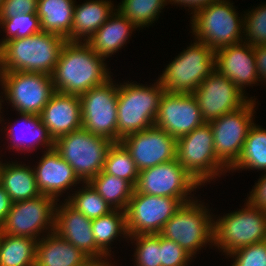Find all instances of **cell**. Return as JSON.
I'll return each instance as SVG.
<instances>
[{
    "mask_svg": "<svg viewBox=\"0 0 266 266\" xmlns=\"http://www.w3.org/2000/svg\"><path fill=\"white\" fill-rule=\"evenodd\" d=\"M104 61L86 42L67 40L51 75L55 91L81 95L105 83L111 77Z\"/></svg>",
    "mask_w": 266,
    "mask_h": 266,
    "instance_id": "1",
    "label": "cell"
},
{
    "mask_svg": "<svg viewBox=\"0 0 266 266\" xmlns=\"http://www.w3.org/2000/svg\"><path fill=\"white\" fill-rule=\"evenodd\" d=\"M66 39L41 31L11 39L0 47V72L23 71L52 75Z\"/></svg>",
    "mask_w": 266,
    "mask_h": 266,
    "instance_id": "2",
    "label": "cell"
},
{
    "mask_svg": "<svg viewBox=\"0 0 266 266\" xmlns=\"http://www.w3.org/2000/svg\"><path fill=\"white\" fill-rule=\"evenodd\" d=\"M124 84L118 86L117 142L154 126L165 92L158 80L150 87L133 82Z\"/></svg>",
    "mask_w": 266,
    "mask_h": 266,
    "instance_id": "3",
    "label": "cell"
},
{
    "mask_svg": "<svg viewBox=\"0 0 266 266\" xmlns=\"http://www.w3.org/2000/svg\"><path fill=\"white\" fill-rule=\"evenodd\" d=\"M245 206L213 221V246L221 248L227 256L240 248L266 241V211L249 200Z\"/></svg>",
    "mask_w": 266,
    "mask_h": 266,
    "instance_id": "4",
    "label": "cell"
},
{
    "mask_svg": "<svg viewBox=\"0 0 266 266\" xmlns=\"http://www.w3.org/2000/svg\"><path fill=\"white\" fill-rule=\"evenodd\" d=\"M215 70V51L195 40L179 54L158 79L165 92L194 93L207 76Z\"/></svg>",
    "mask_w": 266,
    "mask_h": 266,
    "instance_id": "5",
    "label": "cell"
},
{
    "mask_svg": "<svg viewBox=\"0 0 266 266\" xmlns=\"http://www.w3.org/2000/svg\"><path fill=\"white\" fill-rule=\"evenodd\" d=\"M238 14L228 0L208 4L192 16L191 27L195 39L214 51L242 42L240 34L244 31V20Z\"/></svg>",
    "mask_w": 266,
    "mask_h": 266,
    "instance_id": "6",
    "label": "cell"
},
{
    "mask_svg": "<svg viewBox=\"0 0 266 266\" xmlns=\"http://www.w3.org/2000/svg\"><path fill=\"white\" fill-rule=\"evenodd\" d=\"M112 143L105 137L80 128L56 139L54 149L85 183L103 170Z\"/></svg>",
    "mask_w": 266,
    "mask_h": 266,
    "instance_id": "7",
    "label": "cell"
},
{
    "mask_svg": "<svg viewBox=\"0 0 266 266\" xmlns=\"http://www.w3.org/2000/svg\"><path fill=\"white\" fill-rule=\"evenodd\" d=\"M176 159L200 185L229 169L217 157L213 133L207 122L176 139Z\"/></svg>",
    "mask_w": 266,
    "mask_h": 266,
    "instance_id": "8",
    "label": "cell"
},
{
    "mask_svg": "<svg viewBox=\"0 0 266 266\" xmlns=\"http://www.w3.org/2000/svg\"><path fill=\"white\" fill-rule=\"evenodd\" d=\"M198 200L182 204L163 225L159 235L175 241L192 257L208 242L213 244V219ZM212 219V220H211Z\"/></svg>",
    "mask_w": 266,
    "mask_h": 266,
    "instance_id": "9",
    "label": "cell"
},
{
    "mask_svg": "<svg viewBox=\"0 0 266 266\" xmlns=\"http://www.w3.org/2000/svg\"><path fill=\"white\" fill-rule=\"evenodd\" d=\"M5 99L12 103L18 114L40 115L56 92L51 76L43 73L8 71L0 72Z\"/></svg>",
    "mask_w": 266,
    "mask_h": 266,
    "instance_id": "10",
    "label": "cell"
},
{
    "mask_svg": "<svg viewBox=\"0 0 266 266\" xmlns=\"http://www.w3.org/2000/svg\"><path fill=\"white\" fill-rule=\"evenodd\" d=\"M116 86L110 78L79 95L82 128L112 142H117L118 85Z\"/></svg>",
    "mask_w": 266,
    "mask_h": 266,
    "instance_id": "11",
    "label": "cell"
},
{
    "mask_svg": "<svg viewBox=\"0 0 266 266\" xmlns=\"http://www.w3.org/2000/svg\"><path fill=\"white\" fill-rule=\"evenodd\" d=\"M57 200L58 198L41 194L32 199L13 202L0 225V231L7 235L26 236L38 241L39 234L44 232V229H48L49 233L54 231Z\"/></svg>",
    "mask_w": 266,
    "mask_h": 266,
    "instance_id": "12",
    "label": "cell"
},
{
    "mask_svg": "<svg viewBox=\"0 0 266 266\" xmlns=\"http://www.w3.org/2000/svg\"><path fill=\"white\" fill-rule=\"evenodd\" d=\"M182 204L177 198L134 191L125 210L128 235L159 234Z\"/></svg>",
    "mask_w": 266,
    "mask_h": 266,
    "instance_id": "13",
    "label": "cell"
},
{
    "mask_svg": "<svg viewBox=\"0 0 266 266\" xmlns=\"http://www.w3.org/2000/svg\"><path fill=\"white\" fill-rule=\"evenodd\" d=\"M199 186L201 185L178 160L174 159L139 171L134 191L153 196L177 198L184 204L193 200L188 195Z\"/></svg>",
    "mask_w": 266,
    "mask_h": 266,
    "instance_id": "14",
    "label": "cell"
},
{
    "mask_svg": "<svg viewBox=\"0 0 266 266\" xmlns=\"http://www.w3.org/2000/svg\"><path fill=\"white\" fill-rule=\"evenodd\" d=\"M255 100L240 109L209 122L217 157L230 168L239 158L249 128L254 124Z\"/></svg>",
    "mask_w": 266,
    "mask_h": 266,
    "instance_id": "15",
    "label": "cell"
},
{
    "mask_svg": "<svg viewBox=\"0 0 266 266\" xmlns=\"http://www.w3.org/2000/svg\"><path fill=\"white\" fill-rule=\"evenodd\" d=\"M193 95L207 123L240 109L251 100L231 80L216 70L200 83Z\"/></svg>",
    "mask_w": 266,
    "mask_h": 266,
    "instance_id": "16",
    "label": "cell"
},
{
    "mask_svg": "<svg viewBox=\"0 0 266 266\" xmlns=\"http://www.w3.org/2000/svg\"><path fill=\"white\" fill-rule=\"evenodd\" d=\"M204 123L193 93H163L154 126L178 139Z\"/></svg>",
    "mask_w": 266,
    "mask_h": 266,
    "instance_id": "17",
    "label": "cell"
},
{
    "mask_svg": "<svg viewBox=\"0 0 266 266\" xmlns=\"http://www.w3.org/2000/svg\"><path fill=\"white\" fill-rule=\"evenodd\" d=\"M120 142L139 171L176 159V139L156 126L129 134Z\"/></svg>",
    "mask_w": 266,
    "mask_h": 266,
    "instance_id": "18",
    "label": "cell"
},
{
    "mask_svg": "<svg viewBox=\"0 0 266 266\" xmlns=\"http://www.w3.org/2000/svg\"><path fill=\"white\" fill-rule=\"evenodd\" d=\"M215 70L243 93L244 86L261 81L256 69L254 46L245 41L215 51Z\"/></svg>",
    "mask_w": 266,
    "mask_h": 266,
    "instance_id": "19",
    "label": "cell"
},
{
    "mask_svg": "<svg viewBox=\"0 0 266 266\" xmlns=\"http://www.w3.org/2000/svg\"><path fill=\"white\" fill-rule=\"evenodd\" d=\"M63 204L55 207L54 232L77 247L87 257L106 256L96 246L92 220L73 208L66 199Z\"/></svg>",
    "mask_w": 266,
    "mask_h": 266,
    "instance_id": "20",
    "label": "cell"
},
{
    "mask_svg": "<svg viewBox=\"0 0 266 266\" xmlns=\"http://www.w3.org/2000/svg\"><path fill=\"white\" fill-rule=\"evenodd\" d=\"M39 116L54 141L61 136L82 128L79 95L56 91Z\"/></svg>",
    "mask_w": 266,
    "mask_h": 266,
    "instance_id": "21",
    "label": "cell"
},
{
    "mask_svg": "<svg viewBox=\"0 0 266 266\" xmlns=\"http://www.w3.org/2000/svg\"><path fill=\"white\" fill-rule=\"evenodd\" d=\"M34 169L37 188L42 195L55 199L81 180L73 168L53 148L46 150ZM79 181V182H78Z\"/></svg>",
    "mask_w": 266,
    "mask_h": 266,
    "instance_id": "22",
    "label": "cell"
},
{
    "mask_svg": "<svg viewBox=\"0 0 266 266\" xmlns=\"http://www.w3.org/2000/svg\"><path fill=\"white\" fill-rule=\"evenodd\" d=\"M88 39L86 43L99 56L107 58L127 43L128 36L137 27L118 10ZM111 54V55H110Z\"/></svg>",
    "mask_w": 266,
    "mask_h": 266,
    "instance_id": "23",
    "label": "cell"
},
{
    "mask_svg": "<svg viewBox=\"0 0 266 266\" xmlns=\"http://www.w3.org/2000/svg\"><path fill=\"white\" fill-rule=\"evenodd\" d=\"M85 259V254L54 231L37 241L35 266H77Z\"/></svg>",
    "mask_w": 266,
    "mask_h": 266,
    "instance_id": "24",
    "label": "cell"
},
{
    "mask_svg": "<svg viewBox=\"0 0 266 266\" xmlns=\"http://www.w3.org/2000/svg\"><path fill=\"white\" fill-rule=\"evenodd\" d=\"M112 4L108 0H91L75 5L71 41H82L84 38L83 42H86L114 13Z\"/></svg>",
    "mask_w": 266,
    "mask_h": 266,
    "instance_id": "25",
    "label": "cell"
},
{
    "mask_svg": "<svg viewBox=\"0 0 266 266\" xmlns=\"http://www.w3.org/2000/svg\"><path fill=\"white\" fill-rule=\"evenodd\" d=\"M74 0H38L37 16L41 30L71 41Z\"/></svg>",
    "mask_w": 266,
    "mask_h": 266,
    "instance_id": "26",
    "label": "cell"
},
{
    "mask_svg": "<svg viewBox=\"0 0 266 266\" xmlns=\"http://www.w3.org/2000/svg\"><path fill=\"white\" fill-rule=\"evenodd\" d=\"M16 163H1L0 185L10 196L12 202L28 200L40 196L34 169Z\"/></svg>",
    "mask_w": 266,
    "mask_h": 266,
    "instance_id": "27",
    "label": "cell"
},
{
    "mask_svg": "<svg viewBox=\"0 0 266 266\" xmlns=\"http://www.w3.org/2000/svg\"><path fill=\"white\" fill-rule=\"evenodd\" d=\"M21 121H15L17 123L22 122L23 129H19L17 132L14 126L8 128L7 137L10 138L11 149L16 148V151L26 150L31 151L37 145L47 146V150L54 148V140L50 136L47 127L41 122V118L38 115L33 114H20ZM20 124V125H22ZM26 127V129H25ZM25 129V130H24ZM27 130V131H26ZM17 132V133H16ZM19 133V134H18ZM17 135V136H16ZM20 136V137H19ZM30 136V137H29Z\"/></svg>",
    "mask_w": 266,
    "mask_h": 266,
    "instance_id": "28",
    "label": "cell"
},
{
    "mask_svg": "<svg viewBox=\"0 0 266 266\" xmlns=\"http://www.w3.org/2000/svg\"><path fill=\"white\" fill-rule=\"evenodd\" d=\"M37 240L1 232L0 266H35Z\"/></svg>",
    "mask_w": 266,
    "mask_h": 266,
    "instance_id": "29",
    "label": "cell"
},
{
    "mask_svg": "<svg viewBox=\"0 0 266 266\" xmlns=\"http://www.w3.org/2000/svg\"><path fill=\"white\" fill-rule=\"evenodd\" d=\"M89 183L113 208L125 211L135 187L127 180L107 174L103 170Z\"/></svg>",
    "mask_w": 266,
    "mask_h": 266,
    "instance_id": "30",
    "label": "cell"
},
{
    "mask_svg": "<svg viewBox=\"0 0 266 266\" xmlns=\"http://www.w3.org/2000/svg\"><path fill=\"white\" fill-rule=\"evenodd\" d=\"M245 168L266 172V129L256 126L255 123L249 128L239 158L228 171Z\"/></svg>",
    "mask_w": 266,
    "mask_h": 266,
    "instance_id": "31",
    "label": "cell"
},
{
    "mask_svg": "<svg viewBox=\"0 0 266 266\" xmlns=\"http://www.w3.org/2000/svg\"><path fill=\"white\" fill-rule=\"evenodd\" d=\"M92 231L96 246L107 256H110V243L120 234L129 236L126 225V213L114 209L110 213L92 220Z\"/></svg>",
    "mask_w": 266,
    "mask_h": 266,
    "instance_id": "32",
    "label": "cell"
},
{
    "mask_svg": "<svg viewBox=\"0 0 266 266\" xmlns=\"http://www.w3.org/2000/svg\"><path fill=\"white\" fill-rule=\"evenodd\" d=\"M103 171L118 178L129 181L134 187L137 183L139 170L131 158L129 151L121 142H113L110 146Z\"/></svg>",
    "mask_w": 266,
    "mask_h": 266,
    "instance_id": "33",
    "label": "cell"
},
{
    "mask_svg": "<svg viewBox=\"0 0 266 266\" xmlns=\"http://www.w3.org/2000/svg\"><path fill=\"white\" fill-rule=\"evenodd\" d=\"M168 0H122L118 10L136 27H145L158 18Z\"/></svg>",
    "mask_w": 266,
    "mask_h": 266,
    "instance_id": "34",
    "label": "cell"
},
{
    "mask_svg": "<svg viewBox=\"0 0 266 266\" xmlns=\"http://www.w3.org/2000/svg\"><path fill=\"white\" fill-rule=\"evenodd\" d=\"M66 201L90 220L104 216L114 209L98 194L89 182Z\"/></svg>",
    "mask_w": 266,
    "mask_h": 266,
    "instance_id": "35",
    "label": "cell"
},
{
    "mask_svg": "<svg viewBox=\"0 0 266 266\" xmlns=\"http://www.w3.org/2000/svg\"><path fill=\"white\" fill-rule=\"evenodd\" d=\"M0 26L5 31L6 38L0 41V47L11 39L24 38L40 33V19L37 14H21L12 18H0Z\"/></svg>",
    "mask_w": 266,
    "mask_h": 266,
    "instance_id": "36",
    "label": "cell"
},
{
    "mask_svg": "<svg viewBox=\"0 0 266 266\" xmlns=\"http://www.w3.org/2000/svg\"><path fill=\"white\" fill-rule=\"evenodd\" d=\"M129 238L136 241L134 257L137 266H162L159 234L134 235Z\"/></svg>",
    "mask_w": 266,
    "mask_h": 266,
    "instance_id": "37",
    "label": "cell"
},
{
    "mask_svg": "<svg viewBox=\"0 0 266 266\" xmlns=\"http://www.w3.org/2000/svg\"><path fill=\"white\" fill-rule=\"evenodd\" d=\"M244 16V41L252 46L266 45V4L248 11Z\"/></svg>",
    "mask_w": 266,
    "mask_h": 266,
    "instance_id": "38",
    "label": "cell"
},
{
    "mask_svg": "<svg viewBox=\"0 0 266 266\" xmlns=\"http://www.w3.org/2000/svg\"><path fill=\"white\" fill-rule=\"evenodd\" d=\"M228 255L235 256L232 266H266V241L240 248Z\"/></svg>",
    "mask_w": 266,
    "mask_h": 266,
    "instance_id": "39",
    "label": "cell"
},
{
    "mask_svg": "<svg viewBox=\"0 0 266 266\" xmlns=\"http://www.w3.org/2000/svg\"><path fill=\"white\" fill-rule=\"evenodd\" d=\"M160 255L162 266H187L192 257L175 241L162 236H160Z\"/></svg>",
    "mask_w": 266,
    "mask_h": 266,
    "instance_id": "40",
    "label": "cell"
},
{
    "mask_svg": "<svg viewBox=\"0 0 266 266\" xmlns=\"http://www.w3.org/2000/svg\"><path fill=\"white\" fill-rule=\"evenodd\" d=\"M38 0H3L0 18H12L21 14H36Z\"/></svg>",
    "mask_w": 266,
    "mask_h": 266,
    "instance_id": "41",
    "label": "cell"
},
{
    "mask_svg": "<svg viewBox=\"0 0 266 266\" xmlns=\"http://www.w3.org/2000/svg\"><path fill=\"white\" fill-rule=\"evenodd\" d=\"M248 200L256 207L266 211V174L259 178L258 183L255 184L254 189L250 192Z\"/></svg>",
    "mask_w": 266,
    "mask_h": 266,
    "instance_id": "42",
    "label": "cell"
},
{
    "mask_svg": "<svg viewBox=\"0 0 266 266\" xmlns=\"http://www.w3.org/2000/svg\"><path fill=\"white\" fill-rule=\"evenodd\" d=\"M256 69L259 78L266 79V45L254 46Z\"/></svg>",
    "mask_w": 266,
    "mask_h": 266,
    "instance_id": "43",
    "label": "cell"
},
{
    "mask_svg": "<svg viewBox=\"0 0 266 266\" xmlns=\"http://www.w3.org/2000/svg\"><path fill=\"white\" fill-rule=\"evenodd\" d=\"M216 0H168V3L184 5L186 7L192 8L193 12L191 14H195L198 10L207 6L208 4L214 2Z\"/></svg>",
    "mask_w": 266,
    "mask_h": 266,
    "instance_id": "44",
    "label": "cell"
},
{
    "mask_svg": "<svg viewBox=\"0 0 266 266\" xmlns=\"http://www.w3.org/2000/svg\"><path fill=\"white\" fill-rule=\"evenodd\" d=\"M12 203L13 202L11 201L10 196L0 185V225L9 213Z\"/></svg>",
    "mask_w": 266,
    "mask_h": 266,
    "instance_id": "45",
    "label": "cell"
},
{
    "mask_svg": "<svg viewBox=\"0 0 266 266\" xmlns=\"http://www.w3.org/2000/svg\"><path fill=\"white\" fill-rule=\"evenodd\" d=\"M106 256L100 257H87L81 264L77 266H111V263L107 262L104 258ZM104 258V260H103ZM102 259V260H101ZM106 261V262H105Z\"/></svg>",
    "mask_w": 266,
    "mask_h": 266,
    "instance_id": "46",
    "label": "cell"
},
{
    "mask_svg": "<svg viewBox=\"0 0 266 266\" xmlns=\"http://www.w3.org/2000/svg\"><path fill=\"white\" fill-rule=\"evenodd\" d=\"M0 100H1V99H0ZM1 102H3V101H0V110L2 109V108H1V105H2ZM0 112H1V111H0ZM0 117H1V116H0ZM1 121H2V120H0V123H1Z\"/></svg>",
    "mask_w": 266,
    "mask_h": 266,
    "instance_id": "47",
    "label": "cell"
}]
</instances>
